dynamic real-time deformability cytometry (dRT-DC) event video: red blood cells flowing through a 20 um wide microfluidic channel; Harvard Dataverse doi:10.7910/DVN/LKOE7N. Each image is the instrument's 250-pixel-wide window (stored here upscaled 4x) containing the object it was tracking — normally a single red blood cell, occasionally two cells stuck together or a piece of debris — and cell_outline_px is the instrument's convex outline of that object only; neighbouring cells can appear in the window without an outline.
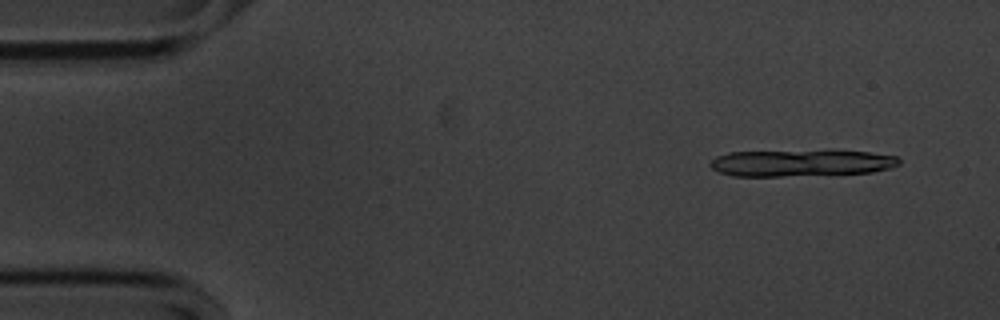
{"species": "common noctule bat (a hibernating species)", "species_latin": "Nyctalus noctula", "temperature_condition": "cold", "stored_images_in_passage": 12, "camera_frame_rate_fps": 3000, "um_per_image_px": 0.085, "animal": {"sex": "male", "body_mass_g": 20.1, "forearm_length_mm": 53.5}, "frame": {"image": 1, "passage_image": 4, "time_ms": 1.0, "image_size_px": [1000, 320], "cell_outline_px": [[900, 164], [892, 168], [872, 172], [780, 176], [732, 176], [720, 172], [712, 168], [708, 164], [716, 156], [728, 152], [828, 148], [868, 152], [896, 156], [900, 160]], "centroid_in_image_um": [68.11, 13.8], "position_along_channel_um": 16.9, "area_um2": 30.52}}